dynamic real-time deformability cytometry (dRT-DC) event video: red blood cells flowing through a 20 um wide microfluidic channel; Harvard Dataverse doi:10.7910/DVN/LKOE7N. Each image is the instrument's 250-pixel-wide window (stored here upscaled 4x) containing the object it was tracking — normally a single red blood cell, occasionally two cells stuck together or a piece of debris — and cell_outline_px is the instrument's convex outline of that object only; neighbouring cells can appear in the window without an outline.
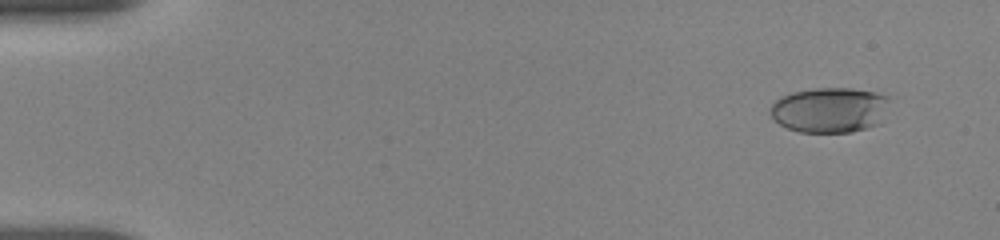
{"species": "human", "species_latin": "Homo sapiens", "temperature_condition": "room temperature", "stored_images_in_passage": 55, "camera_frame_rate_fps": 3000, "um_per_image_px": 0.085, "donor": {"sex": "female"}, "frame": {"image": 1, "passage_image": 4, "time_ms": 1.0, "image_size_px": [1000, 240], "cell_outline_px": [[888, 100], [880, 124], [868, 128], [852, 132], [800, 132], [788, 128], [780, 124], [768, 112], [772, 104], [780, 96], [792, 92], [816, 88], [852, 88], [876, 92], [888, 96]], "centroid_in_image_um": [70.51, 9.34], "position_along_channel_um": 14.5, "area_um2": 31.5}}
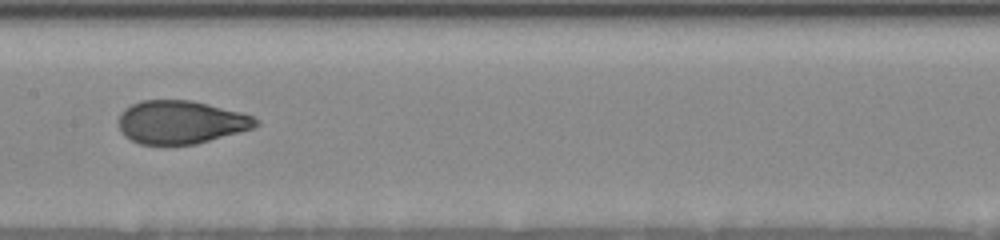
{"frame": {"image": 2, "passage_image": 29, "time_ms": 9.333, "image_size_px": [1000, 240], "cell_outline_px": [[260, 124], [252, 128], [196, 144], [140, 144], [124, 136], [120, 132], [120, 112], [124, 108], [132, 104], [144, 100], [188, 100], [208, 104], [240, 112], [252, 116], [260, 120]], "centroid_in_image_um": [15.36, 10.38], "position_along_channel_um": 192.0, "area_um2": 34.28}}
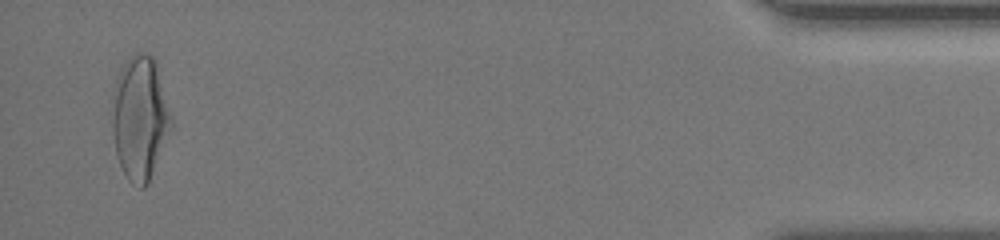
{"frame": {"image": 3, "passage_image": 54, "time_ms": 17.667, "image_size_px": [1000, 240], "cell_outline_px": [[172, 124], [148, 184], [144, 188], [140, 188], [132, 184], [124, 176], [116, 156], [112, 128], [112, 120], [116, 80], [124, 64], [132, 56], [140, 52], [144, 52], [152, 56], [156, 64], [172, 116]], "centroid_in_image_um": [11.89, 10.08], "position_along_channel_um": 423.3, "area_um2": 41.96}, "authors_computed_cell_mechanics": {"area_um2": 34.7378, "velocity_mm_per_s": 3.6481, "shape_relaxation_time_tau1_ms": 5.1745, "shape_relaxation_time_tau2_ms": 0.8767, "deformation_change_tau1": 0.203, "deformation_change_tau2": 0.057}}